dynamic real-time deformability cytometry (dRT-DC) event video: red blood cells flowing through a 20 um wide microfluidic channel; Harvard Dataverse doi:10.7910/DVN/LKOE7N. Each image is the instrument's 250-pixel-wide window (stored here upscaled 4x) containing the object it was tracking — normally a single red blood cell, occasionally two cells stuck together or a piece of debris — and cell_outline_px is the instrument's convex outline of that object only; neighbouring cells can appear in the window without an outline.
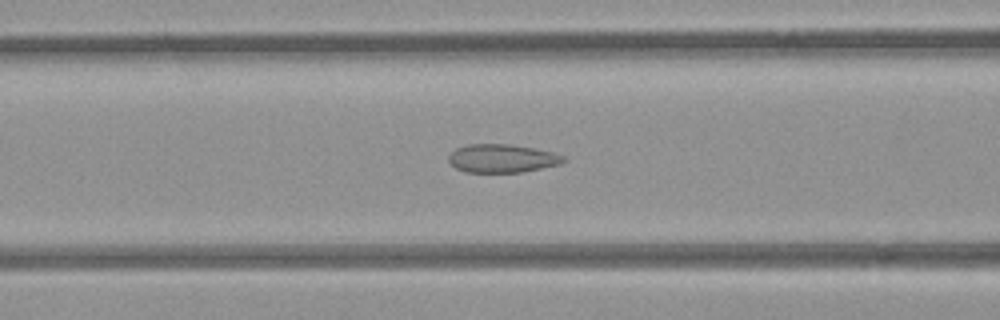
{"species": "common noctule bat (a hibernating species)", "species_latin": "Nyctalus noctula", "temperature_condition": "room temperature", "stored_images_in_passage": 50, "camera_frame_rate_fps": 3000, "um_per_image_px": 0.085, "animal": {"sex": "female", "body_mass_g": 21.9}, "frame": {"image": 1, "passage_image": 18, "time_ms": 5.667, "image_size_px": [1000, 320], "cell_outline_px": [[568, 160], [560, 164], [520, 172], [464, 172], [456, 168], [448, 160], [448, 156], [456, 148], [468, 144], [508, 144], [532, 148], [552, 152], [564, 156]], "centroid_in_image_um": [42.67, 13.46], "position_along_channel_um": 123.9, "area_um2": 18.84}}
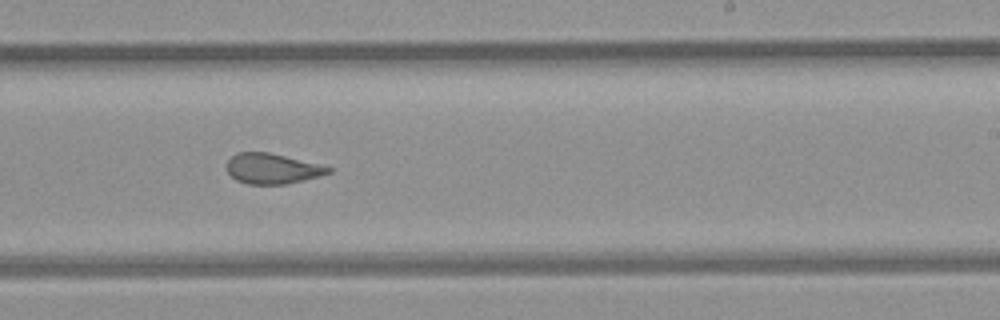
{"frame": {"image": 2, "passage_image": 29, "time_ms": 9.333, "image_size_px": [1000, 320], "cell_outline_px": [[332, 172], [320, 176], [304, 180], [284, 184], [248, 184], [236, 180], [228, 172], [228, 160], [236, 152], [268, 152], [320, 164], [332, 168]], "centroid_in_image_um": [23.16, 14.33], "position_along_channel_um": 265.8, "area_um2": 17.86}}
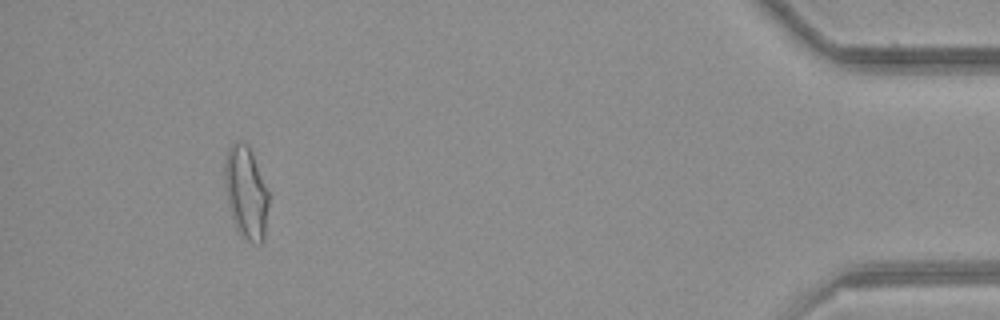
{"frame": {"image": 3, "passage_image": 46, "time_ms": 15.0, "image_size_px": [1000, 320], "cell_outline_px": [[268, 204], [264, 240], [260, 244], [252, 244], [236, 228], [228, 208], [224, 176], [224, 160], [228, 148], [236, 140], [240, 140], [248, 144], [252, 152], [268, 192]], "centroid_in_image_um": [20.89, 16.34], "position_along_channel_um": 414.3, "area_um2": 23.76}, "authors_computed_cell_mechanics": {"area_um2": 20.3167, "velocity_mm_per_s": 3.8676, "shape_relaxation_time_tau1_ms": null, "shape_relaxation_time_tau2_ms": 1.2291, "deformation_change_tau1": null, "deformation_change_tau2": 0.0875}}